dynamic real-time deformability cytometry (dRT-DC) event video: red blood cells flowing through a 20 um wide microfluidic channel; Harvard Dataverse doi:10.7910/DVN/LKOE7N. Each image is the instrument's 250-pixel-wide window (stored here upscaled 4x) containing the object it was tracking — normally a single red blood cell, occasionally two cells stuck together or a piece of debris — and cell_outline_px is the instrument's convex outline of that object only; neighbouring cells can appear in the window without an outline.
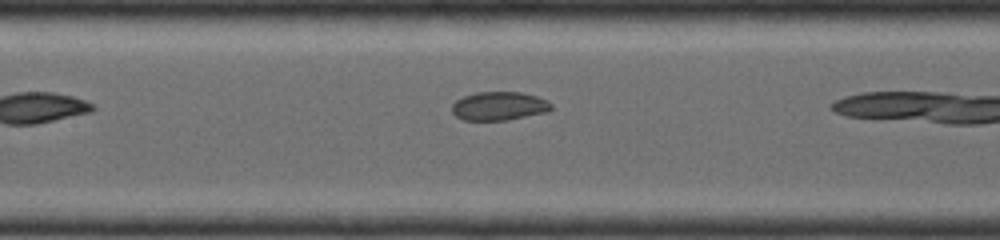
{"species": "common noctule bat (a hibernating species)", "species_latin": "Nyctalus noctula", "temperature_condition": "room temperature", "stored_images_in_passage": 19, "camera_frame_rate_fps": 4000, "um_per_image_px": 0.085, "animal": {"sex": "female", "body_mass_g": 19.0, "forearm_length_mm": 56.7}, "frame": {"image": 1, "passage_image": 6, "time_ms": 2.25, "image_size_px": [1000, 240], "cell_outline_px": [[552, 108], [548, 112], [508, 120], [464, 120], [456, 116], [452, 112], [452, 104], [456, 100], [464, 96], [476, 92], [520, 92], [536, 96], [548, 100], [552, 104]], "centroid_in_image_um": [42.44, 9.01], "position_along_channel_um": 165.0, "area_um2": 16.65}}
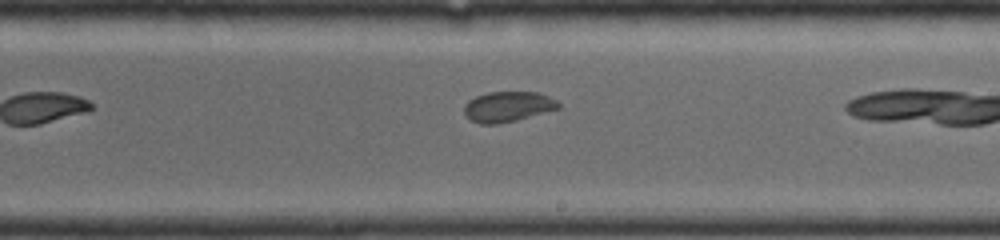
{"frame": {"image": 2, "passage_image": 11, "time_ms": 4.0, "image_size_px": [1000, 240], "cell_outline_px": [[560, 108], [516, 120], [496, 124], [480, 124], [472, 120], [464, 112], [464, 104], [468, 100], [476, 96], [488, 92], [536, 92], [548, 96], [556, 100], [560, 104]], "centroid_in_image_um": [43.16, 9.06], "position_along_channel_um": 245.8, "area_um2": 16.53}}